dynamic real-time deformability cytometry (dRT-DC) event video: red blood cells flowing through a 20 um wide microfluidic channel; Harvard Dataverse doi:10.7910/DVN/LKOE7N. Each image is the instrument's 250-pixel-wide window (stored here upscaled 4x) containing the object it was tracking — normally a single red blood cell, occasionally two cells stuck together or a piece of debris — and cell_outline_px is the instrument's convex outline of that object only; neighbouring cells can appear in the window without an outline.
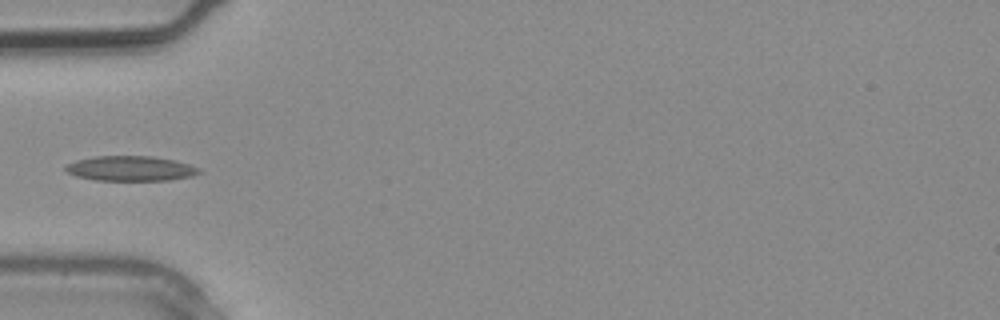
{"species": "common noctule bat (a hibernating species)", "species_latin": "Nyctalus noctula", "temperature_condition": "warm", "stored_images_in_passage": 3, "camera_frame_rate_fps": 3000, "um_per_image_px": 0.085, "animal": {"sex": "male", "body_mass_g": 20.4}, "frame": {"image": 1, "passage_image": 3, "time_ms": 0.667, "image_size_px": [1000, 320], "cell_outline_px": [[204, 172], [192, 176], [168, 180], [96, 180], [76, 176], [68, 172], [64, 168], [68, 164], [76, 160], [96, 156], [152, 156], [176, 160], [200, 168]], "centroid_in_image_um": [11.15, 14.32], "position_along_channel_um": 73.9, "area_um2": 19.42}}